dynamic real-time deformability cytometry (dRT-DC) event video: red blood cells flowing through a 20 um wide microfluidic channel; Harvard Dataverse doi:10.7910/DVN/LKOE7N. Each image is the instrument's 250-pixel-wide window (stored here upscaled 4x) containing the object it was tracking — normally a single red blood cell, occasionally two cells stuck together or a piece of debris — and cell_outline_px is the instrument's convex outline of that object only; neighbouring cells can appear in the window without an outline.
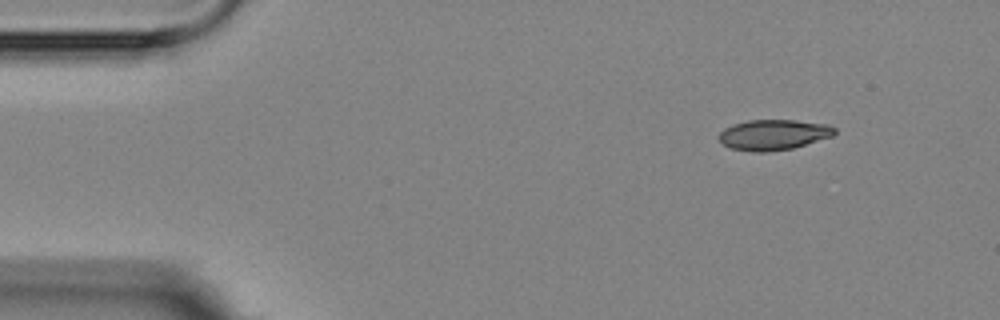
{"species": "Egyptian fruit bat (a non-hibernating species)", "species_latin": "Rousettus aegyptiacus", "temperature_condition": "room temperature", "stored_images_in_passage": 4, "camera_frame_rate_fps": 3000, "um_per_image_px": 0.085, "animal": {"sex": "female"}, "frame": {"image": 1, "passage_image": 1, "time_ms": 0.0, "image_size_px": [1000, 320], "cell_outline_px": [[836, 132], [832, 136], [792, 148], [768, 152], [752, 152], [728, 148], [716, 136], [724, 128], [732, 124], [748, 120], [796, 120], [828, 124], [836, 128]], "centroid_in_image_um": [65.71, 11.45], "position_along_channel_um": 19.3, "area_um2": 20.69}}